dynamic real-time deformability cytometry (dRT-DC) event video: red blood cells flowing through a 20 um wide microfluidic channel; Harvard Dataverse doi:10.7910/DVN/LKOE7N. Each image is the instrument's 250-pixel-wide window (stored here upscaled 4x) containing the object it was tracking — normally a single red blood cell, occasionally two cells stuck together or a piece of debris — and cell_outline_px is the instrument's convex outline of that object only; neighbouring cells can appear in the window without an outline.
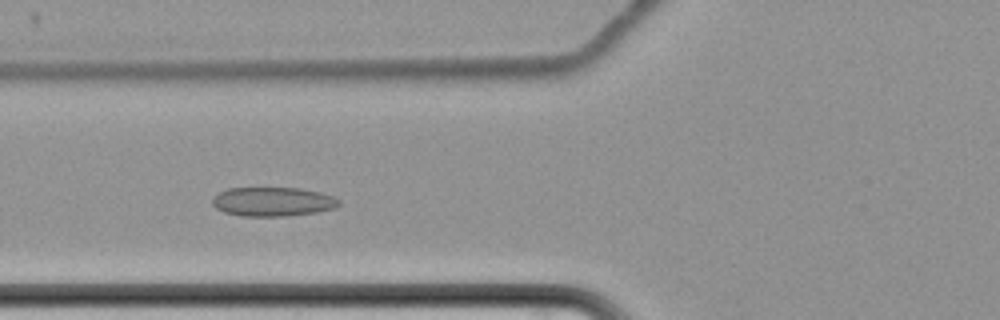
{"species": "common noctule bat (a hibernating species)", "species_latin": "Nyctalus noctula", "temperature_condition": "cold", "stored_images_in_passage": 50, "camera_frame_rate_fps": 3000, "um_per_image_px": 0.085, "animal": {"sex": "female", "body_mass_g": 22.7, "forearm_length_mm": 54.2}, "frame": {"image": 1, "passage_image": 13, "time_ms": 4.0, "image_size_px": [1000, 320], "cell_outline_px": [[340, 204], [336, 208], [316, 212], [284, 216], [240, 216], [224, 212], [216, 208], [212, 204], [212, 196], [228, 188], [300, 188], [320, 192], [332, 196], [340, 200]], "centroid_in_image_um": [23.17, 17.14], "position_along_channel_um": 102.6, "area_um2": 21.56}}
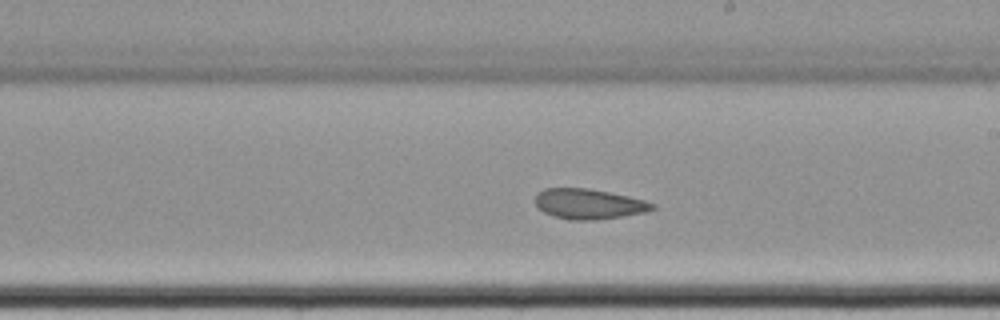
{"frame": {"image": 2, "passage_image": 25, "time_ms": 8.0, "image_size_px": [1000, 320], "cell_outline_px": [[656, 208], [644, 212], [620, 216], [588, 220], [568, 220], [544, 212], [536, 208], [536, 192], [544, 188], [588, 188], [628, 196], [644, 200], [656, 204]], "centroid_in_image_um": [50.01, 17.32], "position_along_channel_um": 239.0, "area_um2": 20.46}}
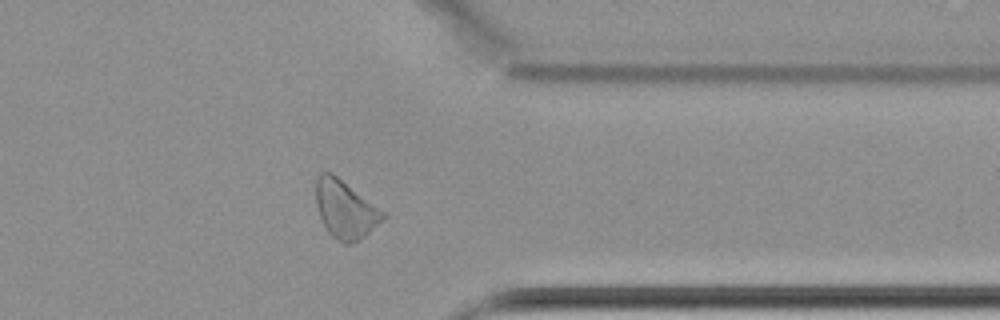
{"frame": {"image": 3, "passage_image": 38, "time_ms": 12.333, "image_size_px": [1000, 320], "cell_outline_px": [[388, 216], [384, 220], [360, 240], [352, 244], [344, 244], [336, 240], [328, 232], [320, 216], [316, 204], [316, 180], [320, 172], [332, 172], [388, 212]], "centroid_in_image_um": [29.41, 17.8], "position_along_channel_um": 382.0, "area_um2": 23.24}, "authors_computed_cell_mechanics": {"area_um2": 21.964, "velocity_mm_per_s": 3.4185, "shape_relaxation_time_tau1_ms": null, "shape_relaxation_time_tau2_ms": 2.9179, "deformation_change_tau1": null, "deformation_change_tau2": 0.0838}}